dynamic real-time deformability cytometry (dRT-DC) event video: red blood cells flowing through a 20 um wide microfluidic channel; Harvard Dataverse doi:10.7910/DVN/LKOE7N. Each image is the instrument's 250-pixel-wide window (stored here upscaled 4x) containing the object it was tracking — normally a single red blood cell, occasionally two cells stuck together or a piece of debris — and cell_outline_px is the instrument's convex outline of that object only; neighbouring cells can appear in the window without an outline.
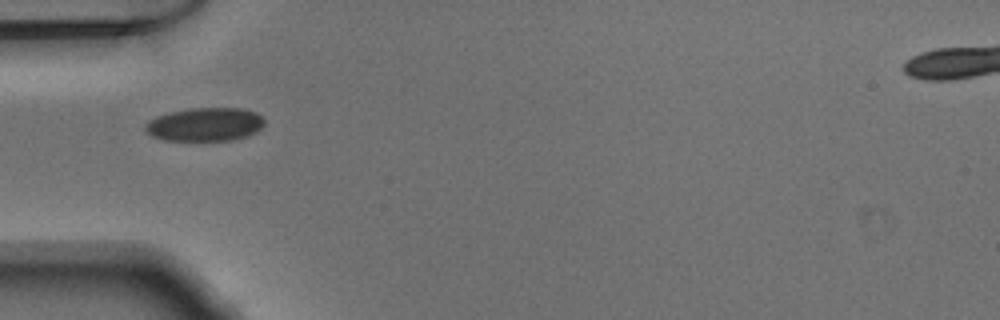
{"species": "Egyptian fruit bat (a non-hibernating species)", "species_latin": "Rousettus aegyptiacus", "temperature_condition": "warm", "stored_images_in_passage": 35, "camera_frame_rate_fps": 3000, "um_per_image_px": 0.085, "animal": {"sex": "male"}, "frame": {"image": 1, "passage_image": 1, "time_ms": 0.0, "image_size_px": [1000, 320], "cell_outline_px": [[264, 124], [256, 132], [248, 136], [232, 140], [160, 140], [152, 136], [144, 128], [144, 124], [148, 120], [156, 116], [188, 108], [240, 108], [256, 112], [264, 120]], "centroid_in_image_um": [17.41, 10.57], "position_along_channel_um": 67.6, "area_um2": 23.29}}
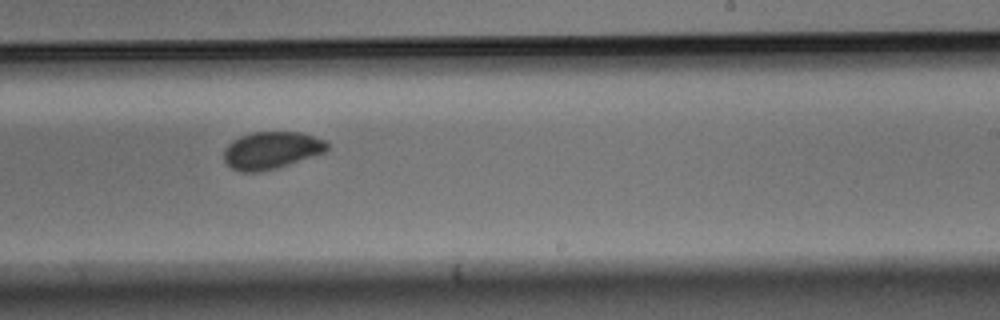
{"frame": {"image": 2, "passage_image": 16, "time_ms": 5.0, "image_size_px": [1000, 320], "cell_outline_px": [[328, 148], [324, 152], [276, 168], [260, 172], [240, 172], [232, 168], [224, 160], [224, 148], [232, 140], [240, 136], [252, 132], [300, 132], [324, 140], [328, 144]], "centroid_in_image_um": [23.02, 12.77], "position_along_channel_um": 266.0, "area_um2": 22.25}}
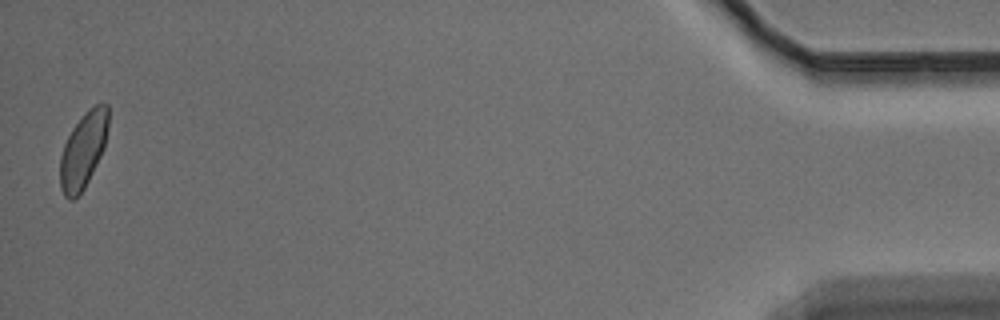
{"frame": {"image": 3, "passage_image": 35, "time_ms": 11.333, "image_size_px": [1000, 320], "cell_outline_px": [[108, 128], [104, 148], [84, 188], [72, 200], [68, 200], [64, 196], [60, 188], [60, 156], [64, 144], [72, 128], [84, 112], [96, 104], [108, 104]], "centroid_in_image_um": [7.06, 12.75], "position_along_channel_um": 428.1, "area_um2": 21.15}}